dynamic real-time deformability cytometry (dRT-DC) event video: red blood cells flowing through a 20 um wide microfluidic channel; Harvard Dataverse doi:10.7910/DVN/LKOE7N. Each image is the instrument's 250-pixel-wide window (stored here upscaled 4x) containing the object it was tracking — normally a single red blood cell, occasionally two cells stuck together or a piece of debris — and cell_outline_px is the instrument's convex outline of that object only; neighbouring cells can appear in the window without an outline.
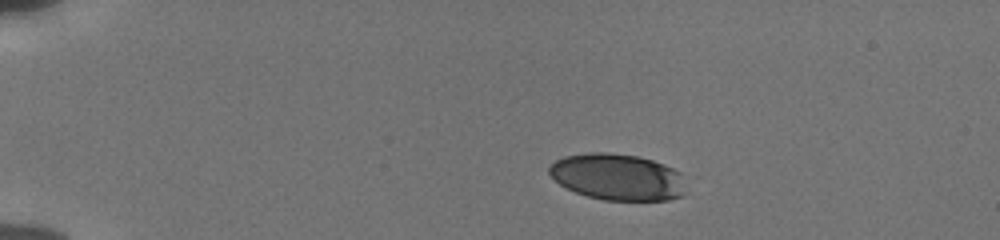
{"species": "human", "species_latin": "Homo sapiens", "temperature_condition": "cold", "stored_images_in_passage": 45, "camera_frame_rate_fps": 3000, "um_per_image_px": 0.085, "donor": {"sex": "male"}, "frame": {"image": 1, "passage_image": 1, "time_ms": 0.0, "image_size_px": [1000, 240], "cell_outline_px": [[684, 196], [668, 200], [604, 200], [588, 196], [576, 192], [560, 184], [548, 172], [548, 168], [556, 160], [564, 156], [588, 152], [604, 152], [636, 156], [652, 160], [664, 164], [680, 172]], "centroid_in_image_um": [52.47, 15.04], "position_along_channel_um": 32.5, "area_um2": 36.7}}
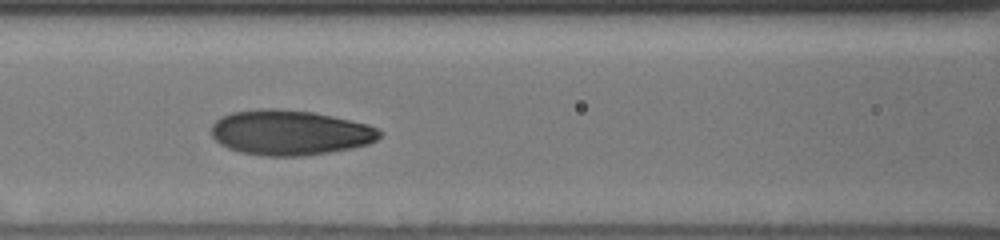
{"frame": {"image": 2, "passage_image": 16, "time_ms": 5.0, "image_size_px": [1000, 240], "cell_outline_px": [[384, 132], [376, 140], [368, 144], [352, 148], [304, 156], [264, 156], [240, 152], [228, 148], [220, 144], [212, 136], [212, 124], [220, 116], [232, 112], [260, 108], [276, 108], [312, 112], [332, 116], [368, 124]], "centroid_in_image_um": [24.63, 11.27], "position_along_channel_um": 142.0, "area_um2": 44.33}}
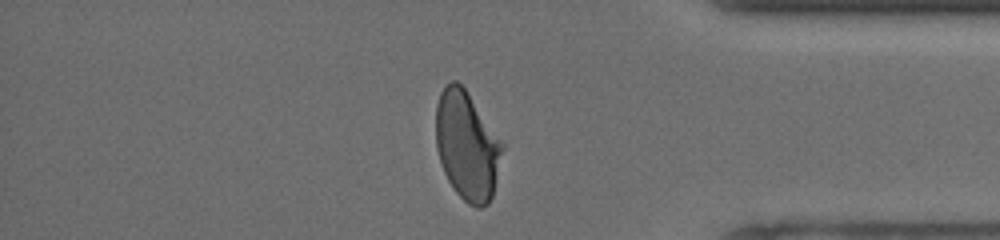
{"frame": {"image": 3, "passage_image": 37, "time_ms": 12.0, "image_size_px": [1000, 240], "cell_outline_px": [[504, 148], [492, 196], [488, 204], [480, 208], [476, 208], [468, 204], [456, 192], [448, 180], [444, 172], [436, 148], [436, 104], [440, 92], [452, 80], [456, 80], [464, 88], [504, 144]], "centroid_in_image_um": [39.69, 12.4], "position_along_channel_um": 395.5, "area_um2": 41.79}, "authors_computed_cell_mechanics": {"area_um2": 41.9628, "velocity_mm_per_s": 3.8408, "shape_relaxation_time_tau1_ms": 4.7598, "shape_relaxation_time_tau2_ms": 0.8661, "deformation_change_tau1": 0.1824, "deformation_change_tau2": 0.0601}}